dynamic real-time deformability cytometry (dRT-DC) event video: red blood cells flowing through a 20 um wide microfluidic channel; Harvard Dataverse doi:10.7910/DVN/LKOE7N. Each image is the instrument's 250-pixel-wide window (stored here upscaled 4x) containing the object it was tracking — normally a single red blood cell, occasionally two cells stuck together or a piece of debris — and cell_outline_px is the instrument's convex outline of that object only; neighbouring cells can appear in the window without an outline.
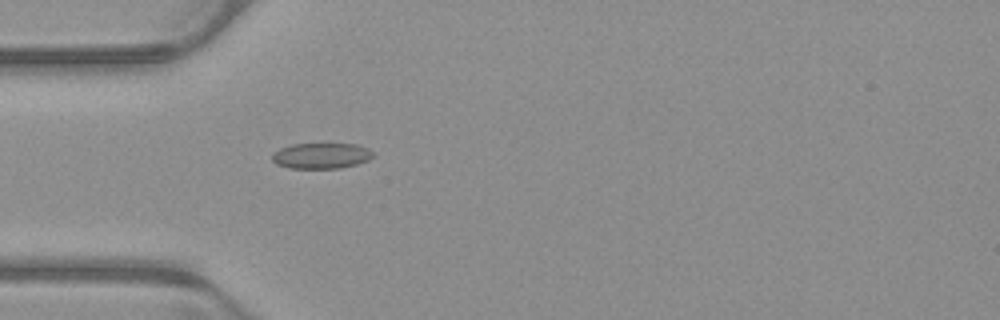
{"species": "common noctule bat (a hibernating species)", "species_latin": "Nyctalus noctula", "temperature_condition": "warm", "stored_images_in_passage": 38, "camera_frame_rate_fps": 3000, "um_per_image_px": 0.085, "animal": {"sex": "male", "body_mass_g": 23.1, "forearm_length_mm": 52.7}, "frame": {"image": 1, "passage_image": 1, "time_ms": 0.0, "image_size_px": [1000, 320], "cell_outline_px": [[376, 156], [368, 160], [356, 164], [340, 168], [288, 168], [276, 164], [272, 160], [272, 152], [280, 148], [292, 144], [356, 144], [368, 148]], "centroid_in_image_um": [27.3, 13.24], "position_along_channel_um": 57.7, "area_um2": 15.2}}
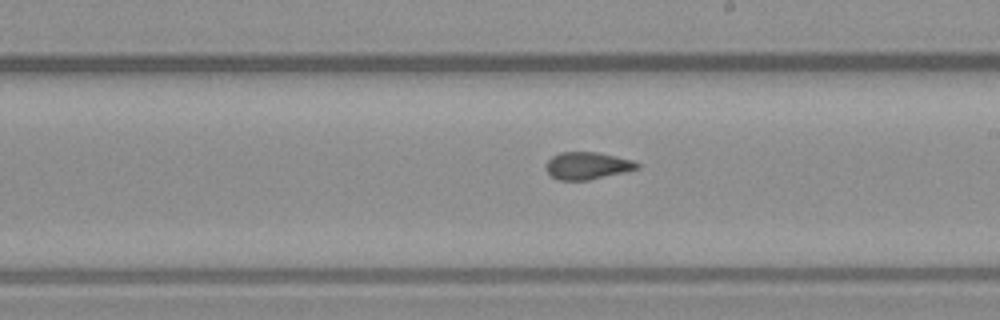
{"frame": {"image": 2, "passage_image": 15, "time_ms": 4.667, "image_size_px": [1000, 320], "cell_outline_px": [[640, 168], [624, 172], [588, 180], [560, 180], [552, 176], [548, 172], [548, 160], [552, 156], [560, 152], [596, 152], [616, 156], [632, 160], [640, 164]], "centroid_in_image_um": [49.96, 14.08], "position_along_channel_um": 239.0, "area_um2": 14.28}}
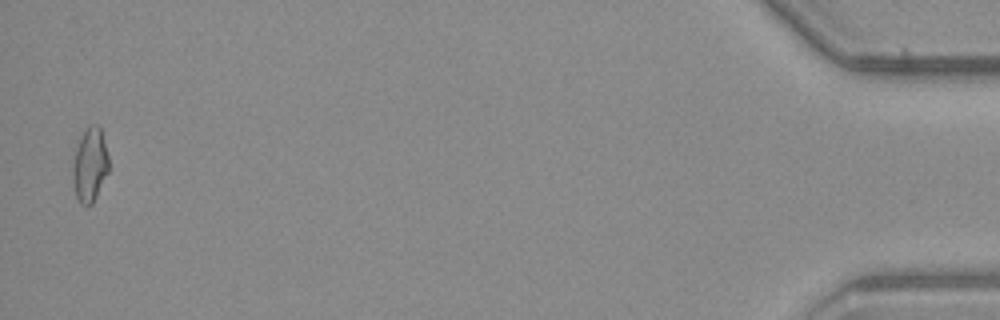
{"frame": {"image": 3, "passage_image": 37, "time_ms": 12.0, "image_size_px": [1000, 320], "cell_outline_px": [[108, 172], [92, 204], [80, 204], [76, 196], [72, 180], [72, 164], [76, 148], [84, 132], [92, 124], [96, 124], [100, 128], [104, 140], [108, 156]], "centroid_in_image_um": [7.63, 14.04], "position_along_channel_um": 427.6, "area_um2": 15.26}, "authors_computed_cell_mechanics": {"area_um2": 14.9413, "velocity_mm_per_s": 3.9279, "shape_relaxation_time_tau1_ms": null, "shape_relaxation_time_tau2_ms": 1.438, "deformation_change_tau1": null, "deformation_change_tau2": 0.0735}}